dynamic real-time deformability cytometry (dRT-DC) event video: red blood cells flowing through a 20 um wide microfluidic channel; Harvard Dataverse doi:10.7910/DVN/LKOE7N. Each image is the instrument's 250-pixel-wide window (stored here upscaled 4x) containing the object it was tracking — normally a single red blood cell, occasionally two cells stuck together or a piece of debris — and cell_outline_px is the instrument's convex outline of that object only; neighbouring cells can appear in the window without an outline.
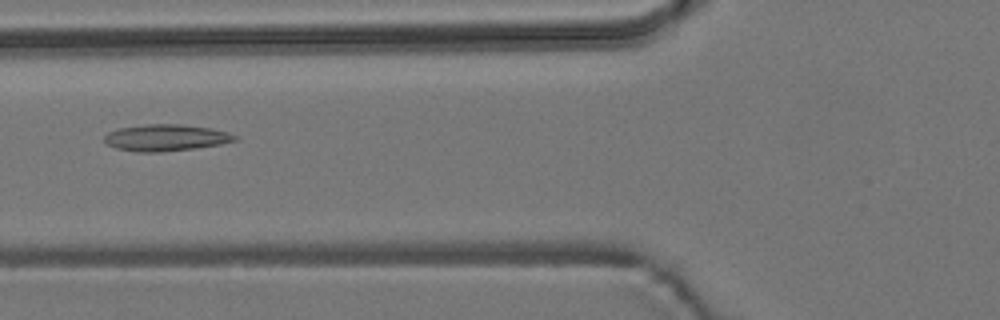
{"species": "common noctule bat (a hibernating species)", "species_latin": "Nyctalus noctula", "temperature_condition": "room temperature", "stored_images_in_passage": 6, "camera_frame_rate_fps": 3000, "um_per_image_px": 0.085, "animal": {"sex": "male", "body_mass_g": 19.2, "forearm_length_mm": 51.8}, "frame": {"image": 1, "passage_image": 6, "time_ms": 6.0, "image_size_px": [1000, 320], "cell_outline_px": [[236, 140], [220, 144], [196, 148], [160, 152], [136, 152], [116, 148], [108, 144], [104, 140], [104, 136], [108, 132], [116, 128], [148, 124], [184, 124], [212, 128], [228, 132], [236, 136]], "centroid_in_image_um": [14.08, 11.7], "position_along_channel_um": 111.7, "area_um2": 20.29}}